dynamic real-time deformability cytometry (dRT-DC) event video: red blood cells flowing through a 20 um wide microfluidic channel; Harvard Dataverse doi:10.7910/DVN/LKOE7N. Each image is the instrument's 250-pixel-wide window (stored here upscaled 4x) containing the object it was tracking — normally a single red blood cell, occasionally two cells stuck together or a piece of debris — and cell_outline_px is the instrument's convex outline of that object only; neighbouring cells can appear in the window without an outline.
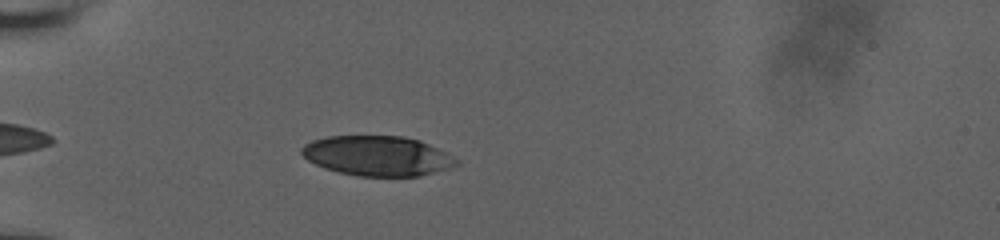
{"species": "human", "species_latin": "Homo sapiens", "temperature_condition": "room temperature", "stored_images_in_passage": 38, "camera_frame_rate_fps": 3000, "um_per_image_px": 0.085, "donor": {"sex": "male"}, "frame": {"image": 1, "passage_image": 5, "time_ms": 1.333, "image_size_px": [1000, 240], "cell_outline_px": [[460, 164], [448, 168], [420, 176], [360, 176], [340, 172], [324, 168], [308, 160], [300, 152], [300, 148], [304, 144], [312, 140], [328, 136], [404, 136], [420, 140], [448, 152], [460, 160]], "centroid_in_image_um": [32.11, 13.24], "position_along_channel_um": 52.9, "area_um2": 36.18}}
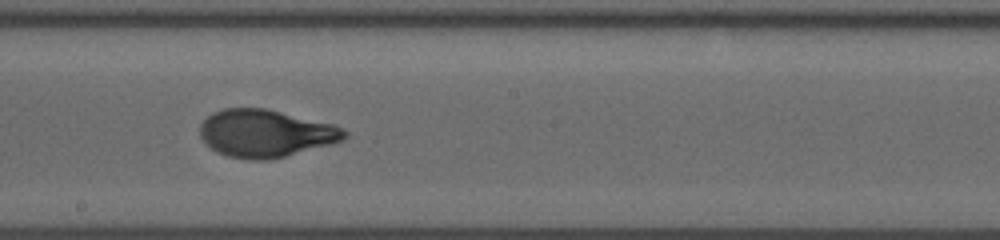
{"frame": {"image": 2, "passage_image": 20, "time_ms": 6.333, "image_size_px": [1000, 240], "cell_outline_px": [[348, 136], [332, 144], [268, 160], [248, 160], [228, 156], [216, 152], [200, 136], [200, 124], [212, 112], [224, 108], [264, 108], [336, 124], [344, 128], [348, 132]], "centroid_in_image_um": [22.59, 11.33], "position_along_channel_um": 225.6, "area_um2": 40.06}}
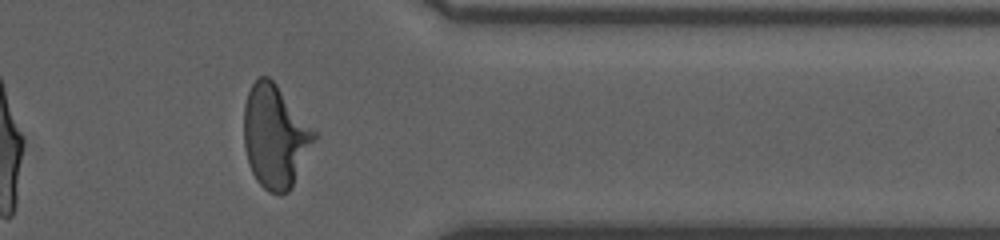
{"frame": {"image": 3, "passage_image": 33, "time_ms": 10.667, "image_size_px": [1000, 240], "cell_outline_px": [[316, 140], [292, 188], [288, 192], [280, 196], [268, 192], [256, 180], [248, 164], [244, 148], [244, 104], [248, 92], [252, 84], [260, 76], [268, 76], [276, 84], [316, 132]], "centroid_in_image_um": [23.38, 11.64], "position_along_channel_um": 388.0, "area_um2": 42.31}, "authors_computed_cell_mechanics": {"area_um2": 39.3618, "velocity_mm_per_s": 3.9165, "shape_relaxation_time_tau1_ms": 4.7592, "shape_relaxation_time_tau2_ms": null, "deformation_change_tau1": 0.2278, "deformation_change_tau2": null}}